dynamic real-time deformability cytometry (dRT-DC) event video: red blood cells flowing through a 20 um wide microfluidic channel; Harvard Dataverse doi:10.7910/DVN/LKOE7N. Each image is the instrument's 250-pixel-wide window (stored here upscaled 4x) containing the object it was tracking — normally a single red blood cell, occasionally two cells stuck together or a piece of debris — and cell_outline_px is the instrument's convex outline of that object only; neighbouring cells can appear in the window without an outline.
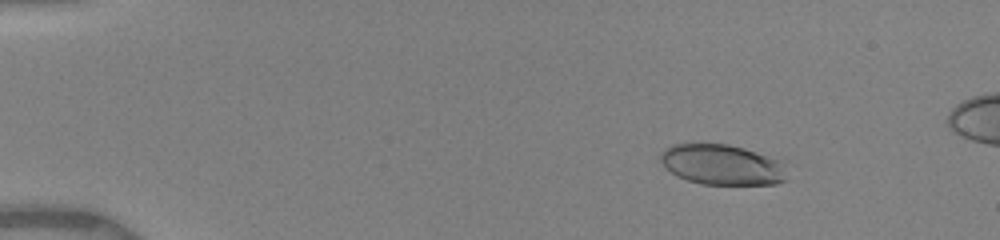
{"species": "human", "species_latin": "Homo sapiens", "temperature_condition": "warm", "stored_images_in_passage": 7, "camera_frame_rate_fps": 3000, "um_per_image_px": 0.085, "donor": {"sex": "female"}, "frame": {"image": 1, "passage_image": 3, "time_ms": 2.333, "image_size_px": [1000, 240], "cell_outline_px": [[788, 180], [776, 184], [700, 184], [688, 180], [672, 172], [660, 160], [660, 152], [672, 144], [728, 144], [744, 148], [784, 160], [788, 164]], "centroid_in_image_um": [61.5, 14.0], "position_along_channel_um": 23.5, "area_um2": 30.17}}